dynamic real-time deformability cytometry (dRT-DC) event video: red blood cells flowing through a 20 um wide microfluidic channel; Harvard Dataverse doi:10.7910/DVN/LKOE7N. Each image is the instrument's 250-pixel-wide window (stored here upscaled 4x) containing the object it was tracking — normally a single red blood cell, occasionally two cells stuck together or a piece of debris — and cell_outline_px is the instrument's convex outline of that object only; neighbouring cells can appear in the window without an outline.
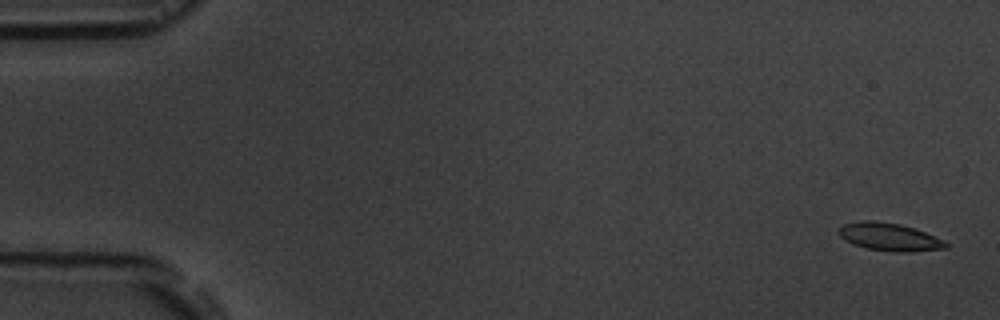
{"species": "common noctule bat (a hibernating species)", "species_latin": "Nyctalus noctula", "temperature_condition": "room temperature", "stored_images_in_passage": 6, "camera_frame_rate_fps": 3000, "um_per_image_px": 0.085, "animal": {"sex": "male", "body_mass_g": 19.5, "forearm_length_mm": 54.6}, "frame": {"image": 1, "passage_image": 1, "time_ms": 0.0, "image_size_px": [1000, 320], "cell_outline_px": [[948, 248], [912, 252], [896, 252], [868, 248], [844, 240], [840, 236], [840, 228], [844, 224], [860, 220], [872, 220], [900, 224], [924, 232], [944, 240], [948, 244]], "centroid_in_image_um": [75.63, 20.14], "position_along_channel_um": 9.4, "area_um2": 17.11}}
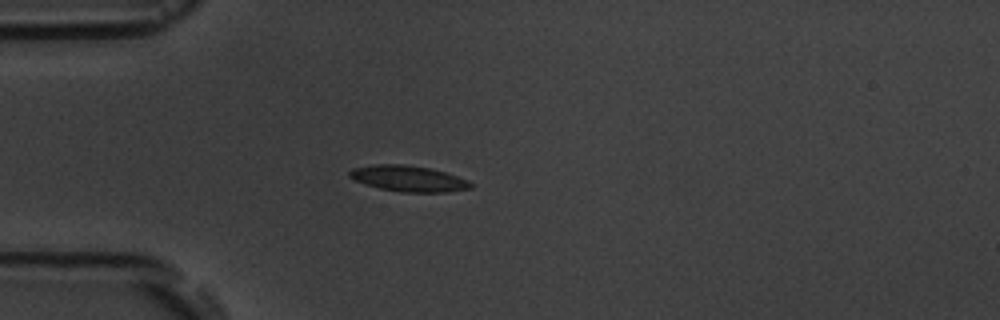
{"frame": {"image": 2, "passage_image": 5, "time_ms": 4.667, "image_size_px": [1000, 320], "cell_outline_px": [[472, 188], [448, 192], [400, 192], [380, 188], [364, 184], [348, 176], [348, 172], [352, 168], [372, 164], [404, 164], [428, 168], [444, 172], [468, 180], [472, 184]], "centroid_in_image_um": [34.69, 15.18], "position_along_channel_um": 50.3, "area_um2": 18.26}}